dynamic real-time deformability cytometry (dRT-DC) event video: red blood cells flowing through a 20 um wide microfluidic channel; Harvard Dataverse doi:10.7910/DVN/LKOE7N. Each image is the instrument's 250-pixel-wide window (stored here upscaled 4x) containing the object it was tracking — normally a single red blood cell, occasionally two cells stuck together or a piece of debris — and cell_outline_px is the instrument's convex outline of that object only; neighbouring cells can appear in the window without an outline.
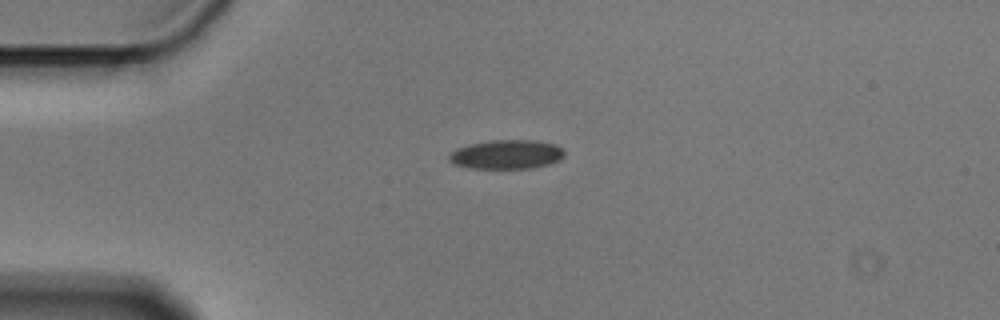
{"species": "Egyptian fruit bat (a non-hibernating species)", "species_latin": "Rousettus aegyptiacus", "temperature_condition": "cold", "stored_images_in_passage": 5, "camera_frame_rate_fps": 3000, "um_per_image_px": 0.085, "animal": {"sex": "male"}, "frame": {"image": 1, "passage_image": 1, "time_ms": 0.0, "image_size_px": [1000, 320], "cell_outline_px": [[564, 156], [560, 160], [552, 164], [532, 168], [468, 168], [452, 164], [448, 160], [448, 156], [456, 148], [468, 144], [492, 140], [536, 140], [556, 144], [564, 148]], "centroid_in_image_um": [43.08, 13.12], "position_along_channel_um": 41.9, "area_um2": 19.94}}
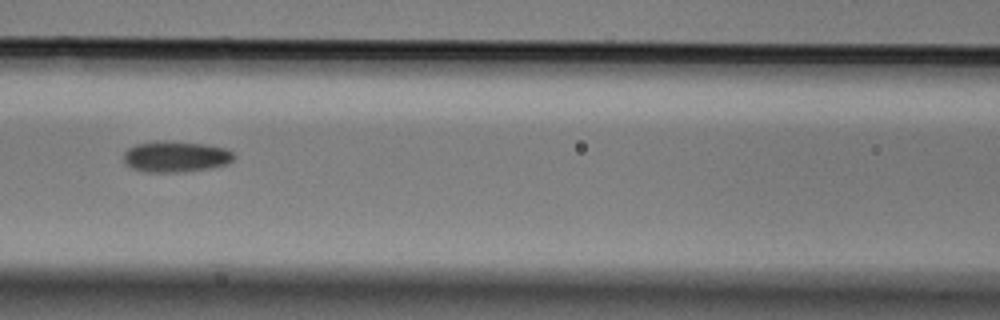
{"frame": {"image": 2, "passage_image": 4, "time_ms": 1.0, "image_size_px": [1000, 320], "cell_outline_px": [[236, 156], [228, 164], [212, 168], [184, 172], [144, 172], [132, 168], [124, 164], [124, 152], [128, 148], [136, 144], [156, 140], [164, 140], [204, 144], [228, 148]], "centroid_in_image_um": [14.94, 13.31], "position_along_channel_um": 151.7, "area_um2": 20.35}}
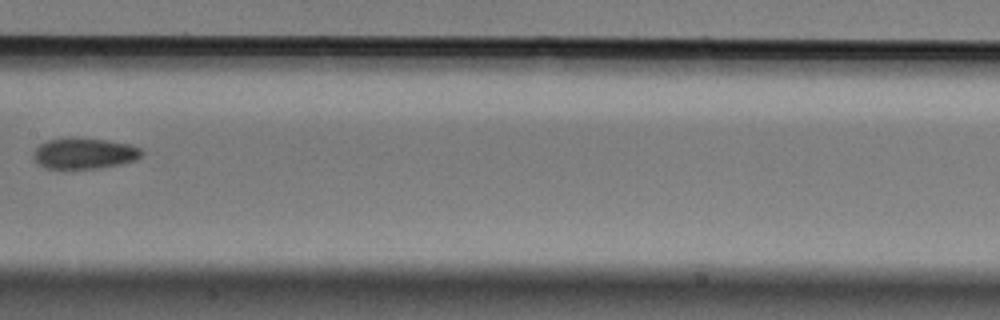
{"frame": {"image": 3, "passage_image": 5, "time_ms": 1.333, "image_size_px": [1000, 320], "cell_outline_px": [[144, 152], [136, 160], [120, 164], [100, 168], [64, 172], [44, 168], [36, 164], [32, 156], [36, 148], [40, 144], [48, 140], [68, 136], [76, 136], [108, 140], [132, 144], [140, 148]], "centroid_in_image_um": [7.1, 13.06], "position_along_channel_um": 200.3, "area_um2": 20.81}}